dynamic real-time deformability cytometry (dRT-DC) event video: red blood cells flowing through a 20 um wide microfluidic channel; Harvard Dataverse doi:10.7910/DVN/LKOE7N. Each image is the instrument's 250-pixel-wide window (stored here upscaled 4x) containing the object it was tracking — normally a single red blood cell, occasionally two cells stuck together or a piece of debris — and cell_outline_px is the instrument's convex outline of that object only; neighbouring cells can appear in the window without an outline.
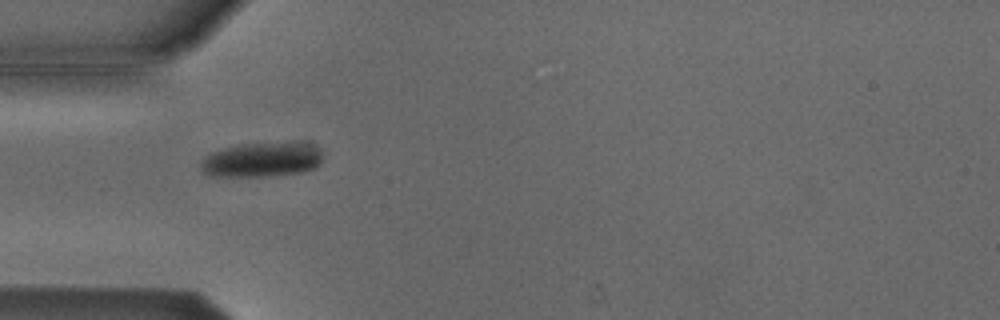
{"species": "Egyptian fruit bat (a non-hibernating species)", "species_latin": "Rousettus aegyptiacus", "temperature_condition": "cold", "stored_images_in_passage": 5, "camera_frame_rate_fps": 3000, "um_per_image_px": 0.085, "animal": {"sex": "male"}, "frame": {"image": 1, "passage_image": 4, "time_ms": 1.0, "image_size_px": [1000, 320], "cell_outline_px": [[324, 160], [316, 168], [304, 172], [272, 176], [208, 176], [200, 168], [200, 164], [212, 152], [224, 148], [240, 144], [300, 140], [312, 144], [320, 148], [324, 156]], "centroid_in_image_um": [22.39, 13.55], "position_along_channel_um": 62.6, "area_um2": 25.49}}
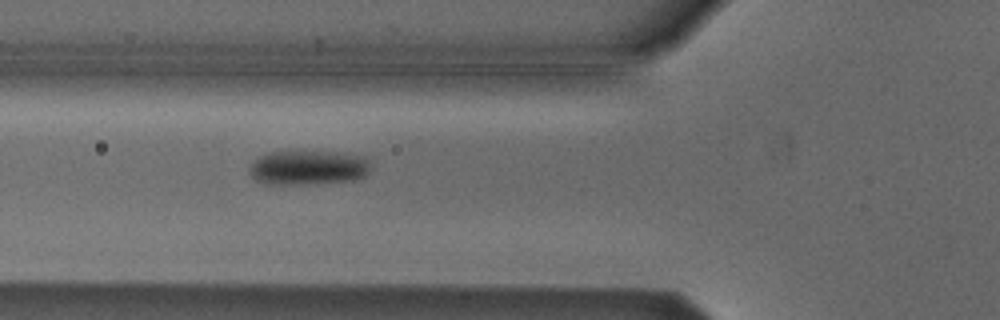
{"frame": {"image": 2, "passage_image": 5, "time_ms": 1.333, "image_size_px": [1000, 320], "cell_outline_px": [[372, 168], [364, 176], [356, 180], [308, 184], [264, 184], [256, 180], [248, 172], [248, 168], [260, 156], [268, 152], [336, 152], [368, 156]], "centroid_in_image_um": [26.25, 14.25], "position_along_channel_um": 99.6, "area_um2": 24.62}}